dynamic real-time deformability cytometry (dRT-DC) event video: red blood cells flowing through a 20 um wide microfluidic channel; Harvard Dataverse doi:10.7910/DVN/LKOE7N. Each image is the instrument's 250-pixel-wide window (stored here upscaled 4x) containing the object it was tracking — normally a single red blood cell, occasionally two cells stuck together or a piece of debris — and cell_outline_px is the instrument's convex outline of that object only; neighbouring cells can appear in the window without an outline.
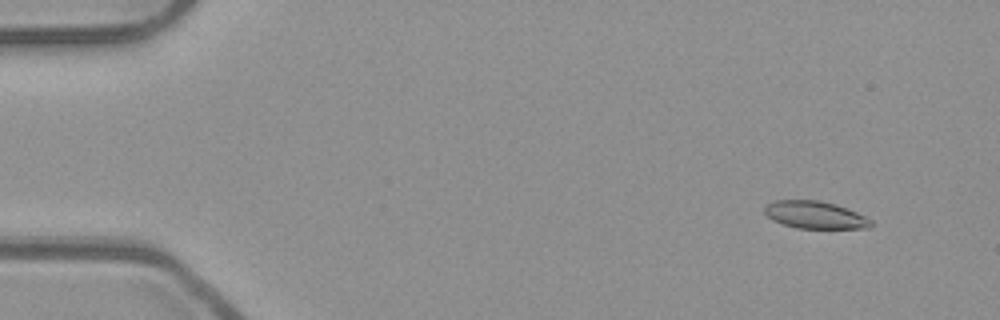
{"species": "common noctule bat (a hibernating species)", "species_latin": "Nyctalus noctula", "temperature_condition": "room temperature", "stored_images_in_passage": 31, "camera_frame_rate_fps": 3000, "um_per_image_px": 0.085, "animal": {"sex": "male", "body_mass_g": 23.1, "forearm_length_mm": 52.7}, "frame": {"image": 1, "passage_image": 4, "time_ms": 1.0, "image_size_px": [1000, 320], "cell_outline_px": [[872, 228], [796, 228], [772, 220], [764, 212], [764, 208], [768, 204], [776, 200], [820, 200], [836, 204], [848, 208], [872, 220]], "centroid_in_image_um": [69.3, 18.26], "position_along_channel_um": 15.7, "area_um2": 16.99}}
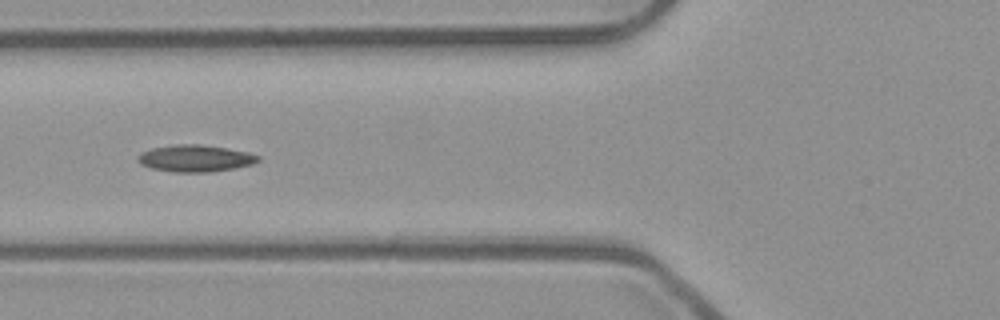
{"frame": {"image": 2, "passage_image": 20, "time_ms": 6.333, "image_size_px": [1000, 320], "cell_outline_px": [[260, 160], [252, 164], [236, 168], [208, 172], [172, 172], [152, 168], [140, 164], [136, 156], [140, 152], [152, 148], [172, 144], [200, 144], [248, 152], [260, 156]], "centroid_in_image_um": [16.57, 13.45], "position_along_channel_um": 109.2, "area_um2": 18.9}}
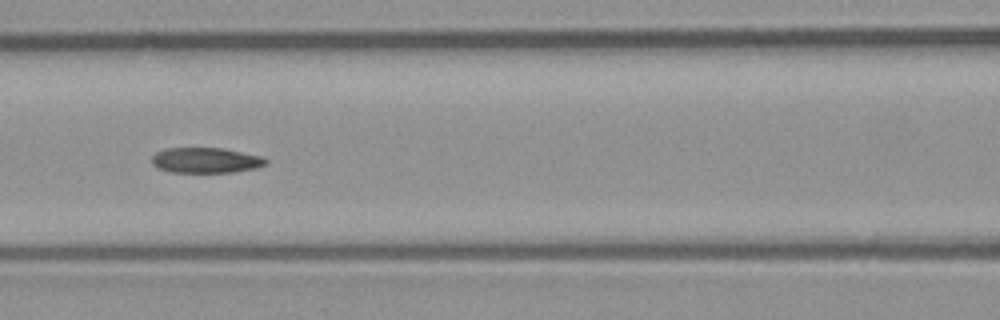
{"frame": {"image": 3, "passage_image": 23, "time_ms": 7.333, "image_size_px": [1000, 320], "cell_outline_px": [[268, 164], [256, 168], [232, 172], [172, 172], [160, 168], [152, 164], [152, 156], [156, 152], [164, 148], [224, 148], [264, 156], [268, 160]], "centroid_in_image_um": [17.54, 13.61], "position_along_channel_um": 149.1, "area_um2": 16.99}}